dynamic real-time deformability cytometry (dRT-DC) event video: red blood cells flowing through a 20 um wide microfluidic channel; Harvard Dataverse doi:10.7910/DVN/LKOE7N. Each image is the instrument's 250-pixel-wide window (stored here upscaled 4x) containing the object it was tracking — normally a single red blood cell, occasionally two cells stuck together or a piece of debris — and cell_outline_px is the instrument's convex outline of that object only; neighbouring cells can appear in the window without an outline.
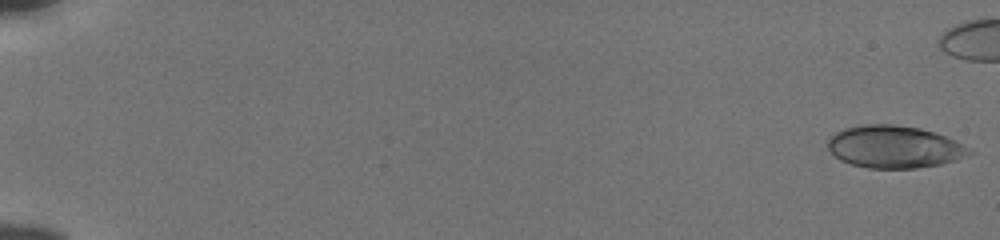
{"species": "human", "species_latin": "Homo sapiens", "temperature_condition": "cold", "stored_images_in_passage": 50, "camera_frame_rate_fps": 3000, "um_per_image_px": 0.085, "donor": {"sex": "male"}, "frame": {"image": 1, "passage_image": 1, "time_ms": 0.0, "image_size_px": [1000, 240], "cell_outline_px": [[976, 152], [968, 156], [956, 160], [940, 164], [916, 168], [868, 168], [852, 164], [840, 160], [828, 148], [828, 140], [836, 132], [844, 128], [864, 124], [896, 124], [920, 128], [936, 132]], "centroid_in_image_um": [76.02, 12.48], "position_along_channel_um": 9.0, "area_um2": 34.8}}
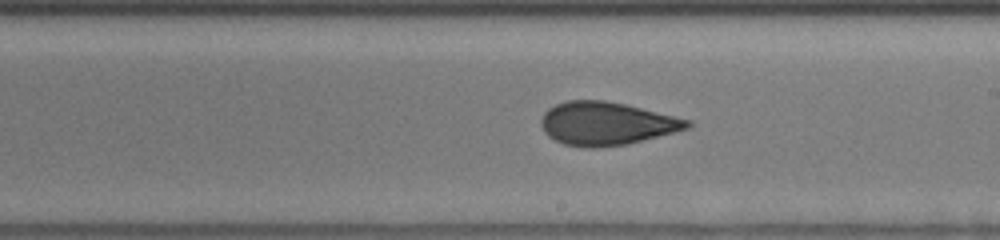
{"frame": {"image": 2, "passage_image": 34, "time_ms": 11.0, "image_size_px": [1000, 240], "cell_outline_px": [[692, 124], [688, 128], [676, 132], [624, 144], [596, 148], [584, 148], [564, 144], [548, 136], [544, 132], [540, 124], [540, 120], [544, 112], [548, 108], [556, 104], [568, 100], [604, 100], [624, 104], [692, 120]], "centroid_in_image_um": [51.52, 10.5], "position_along_channel_um": 237.5, "area_um2": 36.7}}
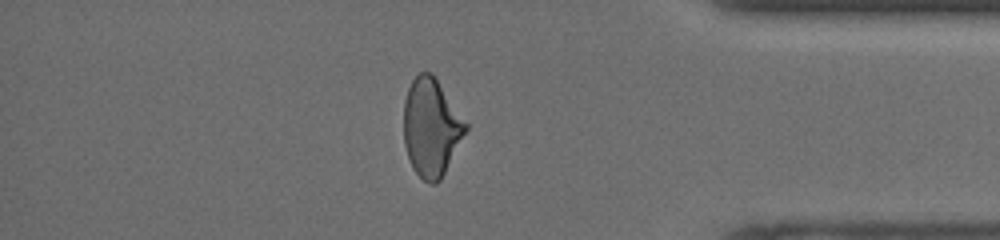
{"frame": {"image": 3, "passage_image": 48, "time_ms": 15.667, "image_size_px": [1000, 240], "cell_outline_px": [[468, 128], [440, 180], [436, 184], [432, 184], [424, 180], [412, 168], [404, 144], [404, 100], [408, 88], [412, 80], [420, 72], [432, 72], [468, 124]], "centroid_in_image_um": [36.64, 10.82], "position_along_channel_um": 398.6, "area_um2": 35.08}}